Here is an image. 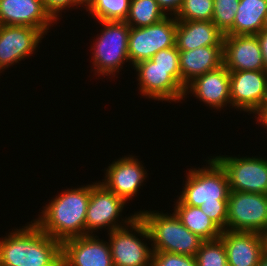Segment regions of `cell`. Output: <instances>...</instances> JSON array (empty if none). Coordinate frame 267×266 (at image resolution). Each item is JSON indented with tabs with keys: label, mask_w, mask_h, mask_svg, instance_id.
Returning <instances> with one entry per match:
<instances>
[{
	"label": "cell",
	"mask_w": 267,
	"mask_h": 266,
	"mask_svg": "<svg viewBox=\"0 0 267 266\" xmlns=\"http://www.w3.org/2000/svg\"><path fill=\"white\" fill-rule=\"evenodd\" d=\"M208 166L189 170L182 192L178 196L184 205L200 207L222 230L227 225V205L230 186L225 170L211 156Z\"/></svg>",
	"instance_id": "6da1fadb"
},
{
	"label": "cell",
	"mask_w": 267,
	"mask_h": 266,
	"mask_svg": "<svg viewBox=\"0 0 267 266\" xmlns=\"http://www.w3.org/2000/svg\"><path fill=\"white\" fill-rule=\"evenodd\" d=\"M91 195V184L65 189L41 210L34 223L61 243L85 235V219Z\"/></svg>",
	"instance_id": "7a4b0ae2"
},
{
	"label": "cell",
	"mask_w": 267,
	"mask_h": 266,
	"mask_svg": "<svg viewBox=\"0 0 267 266\" xmlns=\"http://www.w3.org/2000/svg\"><path fill=\"white\" fill-rule=\"evenodd\" d=\"M27 224L0 238V266H49L61 255L60 241Z\"/></svg>",
	"instance_id": "3957f363"
},
{
	"label": "cell",
	"mask_w": 267,
	"mask_h": 266,
	"mask_svg": "<svg viewBox=\"0 0 267 266\" xmlns=\"http://www.w3.org/2000/svg\"><path fill=\"white\" fill-rule=\"evenodd\" d=\"M144 221L151 238L153 252H167L195 257L204 241L186 228L173 212H137Z\"/></svg>",
	"instance_id": "277c9868"
},
{
	"label": "cell",
	"mask_w": 267,
	"mask_h": 266,
	"mask_svg": "<svg viewBox=\"0 0 267 266\" xmlns=\"http://www.w3.org/2000/svg\"><path fill=\"white\" fill-rule=\"evenodd\" d=\"M104 29L97 34L91 46L95 75L116 76L129 61L128 37L130 26L125 21H98ZM121 68V69H120Z\"/></svg>",
	"instance_id": "5b68a950"
},
{
	"label": "cell",
	"mask_w": 267,
	"mask_h": 266,
	"mask_svg": "<svg viewBox=\"0 0 267 266\" xmlns=\"http://www.w3.org/2000/svg\"><path fill=\"white\" fill-rule=\"evenodd\" d=\"M108 235L114 266H150L153 249L143 242V238H146L145 241H151V238L139 215L126 226L110 231Z\"/></svg>",
	"instance_id": "8992f818"
},
{
	"label": "cell",
	"mask_w": 267,
	"mask_h": 266,
	"mask_svg": "<svg viewBox=\"0 0 267 266\" xmlns=\"http://www.w3.org/2000/svg\"><path fill=\"white\" fill-rule=\"evenodd\" d=\"M133 68L137 72L138 89L145 98L175 103L184 100L180 68H162L151 59L139 62Z\"/></svg>",
	"instance_id": "52a82bcc"
},
{
	"label": "cell",
	"mask_w": 267,
	"mask_h": 266,
	"mask_svg": "<svg viewBox=\"0 0 267 266\" xmlns=\"http://www.w3.org/2000/svg\"><path fill=\"white\" fill-rule=\"evenodd\" d=\"M125 204L122 198L109 191L100 181L91 184V195L85 219V235H93L96 230L106 227L107 232H110L129 224L138 213L125 217L126 219L121 218L120 222L119 216Z\"/></svg>",
	"instance_id": "ba28073f"
},
{
	"label": "cell",
	"mask_w": 267,
	"mask_h": 266,
	"mask_svg": "<svg viewBox=\"0 0 267 266\" xmlns=\"http://www.w3.org/2000/svg\"><path fill=\"white\" fill-rule=\"evenodd\" d=\"M170 17V18H169ZM177 20L166 16L160 22L146 27H130L128 57L130 65L151 59L158 51L175 46Z\"/></svg>",
	"instance_id": "9c48e42d"
},
{
	"label": "cell",
	"mask_w": 267,
	"mask_h": 266,
	"mask_svg": "<svg viewBox=\"0 0 267 266\" xmlns=\"http://www.w3.org/2000/svg\"><path fill=\"white\" fill-rule=\"evenodd\" d=\"M265 227H267V195L230 191L226 230L261 233Z\"/></svg>",
	"instance_id": "30bf717a"
},
{
	"label": "cell",
	"mask_w": 267,
	"mask_h": 266,
	"mask_svg": "<svg viewBox=\"0 0 267 266\" xmlns=\"http://www.w3.org/2000/svg\"><path fill=\"white\" fill-rule=\"evenodd\" d=\"M213 158L225 170L230 191L267 195V159L227 155Z\"/></svg>",
	"instance_id": "8fae6325"
},
{
	"label": "cell",
	"mask_w": 267,
	"mask_h": 266,
	"mask_svg": "<svg viewBox=\"0 0 267 266\" xmlns=\"http://www.w3.org/2000/svg\"><path fill=\"white\" fill-rule=\"evenodd\" d=\"M230 100L232 108L259 116L267 103V71H230Z\"/></svg>",
	"instance_id": "7c38bea8"
},
{
	"label": "cell",
	"mask_w": 267,
	"mask_h": 266,
	"mask_svg": "<svg viewBox=\"0 0 267 266\" xmlns=\"http://www.w3.org/2000/svg\"><path fill=\"white\" fill-rule=\"evenodd\" d=\"M44 35L29 26L0 25V73L32 56Z\"/></svg>",
	"instance_id": "4fadbf2b"
},
{
	"label": "cell",
	"mask_w": 267,
	"mask_h": 266,
	"mask_svg": "<svg viewBox=\"0 0 267 266\" xmlns=\"http://www.w3.org/2000/svg\"><path fill=\"white\" fill-rule=\"evenodd\" d=\"M144 168L135 156H124L109 164L101 183L127 202L137 196L140 186H143L148 175Z\"/></svg>",
	"instance_id": "5bb4252c"
},
{
	"label": "cell",
	"mask_w": 267,
	"mask_h": 266,
	"mask_svg": "<svg viewBox=\"0 0 267 266\" xmlns=\"http://www.w3.org/2000/svg\"><path fill=\"white\" fill-rule=\"evenodd\" d=\"M67 266H114L107 241L97 235H84L61 243Z\"/></svg>",
	"instance_id": "9a60e30c"
},
{
	"label": "cell",
	"mask_w": 267,
	"mask_h": 266,
	"mask_svg": "<svg viewBox=\"0 0 267 266\" xmlns=\"http://www.w3.org/2000/svg\"><path fill=\"white\" fill-rule=\"evenodd\" d=\"M222 56L229 71L266 70L257 35L224 34Z\"/></svg>",
	"instance_id": "2e32d148"
},
{
	"label": "cell",
	"mask_w": 267,
	"mask_h": 266,
	"mask_svg": "<svg viewBox=\"0 0 267 266\" xmlns=\"http://www.w3.org/2000/svg\"><path fill=\"white\" fill-rule=\"evenodd\" d=\"M188 93H192L209 108L221 110L228 104L230 107V71L222 65L216 70L196 77L186 86L185 97Z\"/></svg>",
	"instance_id": "e0dca14e"
},
{
	"label": "cell",
	"mask_w": 267,
	"mask_h": 266,
	"mask_svg": "<svg viewBox=\"0 0 267 266\" xmlns=\"http://www.w3.org/2000/svg\"><path fill=\"white\" fill-rule=\"evenodd\" d=\"M54 23L42 0H0V25L29 26L46 35Z\"/></svg>",
	"instance_id": "ac0fdd59"
},
{
	"label": "cell",
	"mask_w": 267,
	"mask_h": 266,
	"mask_svg": "<svg viewBox=\"0 0 267 266\" xmlns=\"http://www.w3.org/2000/svg\"><path fill=\"white\" fill-rule=\"evenodd\" d=\"M228 266H258L263 255L260 233L244 231H222Z\"/></svg>",
	"instance_id": "d6986e66"
},
{
	"label": "cell",
	"mask_w": 267,
	"mask_h": 266,
	"mask_svg": "<svg viewBox=\"0 0 267 266\" xmlns=\"http://www.w3.org/2000/svg\"><path fill=\"white\" fill-rule=\"evenodd\" d=\"M223 46H203L192 50H179L181 86L196 77L218 69L223 65Z\"/></svg>",
	"instance_id": "ffe728a7"
},
{
	"label": "cell",
	"mask_w": 267,
	"mask_h": 266,
	"mask_svg": "<svg viewBox=\"0 0 267 266\" xmlns=\"http://www.w3.org/2000/svg\"><path fill=\"white\" fill-rule=\"evenodd\" d=\"M224 34L212 21H177L175 45L178 50L223 46Z\"/></svg>",
	"instance_id": "44dd1931"
},
{
	"label": "cell",
	"mask_w": 267,
	"mask_h": 266,
	"mask_svg": "<svg viewBox=\"0 0 267 266\" xmlns=\"http://www.w3.org/2000/svg\"><path fill=\"white\" fill-rule=\"evenodd\" d=\"M267 0H240L228 35H257L264 29Z\"/></svg>",
	"instance_id": "7402d4cb"
},
{
	"label": "cell",
	"mask_w": 267,
	"mask_h": 266,
	"mask_svg": "<svg viewBox=\"0 0 267 266\" xmlns=\"http://www.w3.org/2000/svg\"><path fill=\"white\" fill-rule=\"evenodd\" d=\"M174 213L181 223L204 241L220 238L222 230L201 210L200 207L184 205L176 200Z\"/></svg>",
	"instance_id": "603a6c76"
},
{
	"label": "cell",
	"mask_w": 267,
	"mask_h": 266,
	"mask_svg": "<svg viewBox=\"0 0 267 266\" xmlns=\"http://www.w3.org/2000/svg\"><path fill=\"white\" fill-rule=\"evenodd\" d=\"M167 15L156 0H131L125 22L130 27H146L160 22Z\"/></svg>",
	"instance_id": "cb8c5ba5"
},
{
	"label": "cell",
	"mask_w": 267,
	"mask_h": 266,
	"mask_svg": "<svg viewBox=\"0 0 267 266\" xmlns=\"http://www.w3.org/2000/svg\"><path fill=\"white\" fill-rule=\"evenodd\" d=\"M131 0H95L87 10L98 21H125Z\"/></svg>",
	"instance_id": "d4e9b609"
},
{
	"label": "cell",
	"mask_w": 267,
	"mask_h": 266,
	"mask_svg": "<svg viewBox=\"0 0 267 266\" xmlns=\"http://www.w3.org/2000/svg\"><path fill=\"white\" fill-rule=\"evenodd\" d=\"M197 266H228L227 253L223 241H203L195 255Z\"/></svg>",
	"instance_id": "484cf974"
},
{
	"label": "cell",
	"mask_w": 267,
	"mask_h": 266,
	"mask_svg": "<svg viewBox=\"0 0 267 266\" xmlns=\"http://www.w3.org/2000/svg\"><path fill=\"white\" fill-rule=\"evenodd\" d=\"M213 0H183L177 21H212Z\"/></svg>",
	"instance_id": "4316f807"
},
{
	"label": "cell",
	"mask_w": 267,
	"mask_h": 266,
	"mask_svg": "<svg viewBox=\"0 0 267 266\" xmlns=\"http://www.w3.org/2000/svg\"><path fill=\"white\" fill-rule=\"evenodd\" d=\"M240 0H213L212 22L225 34L234 23Z\"/></svg>",
	"instance_id": "83f0119b"
},
{
	"label": "cell",
	"mask_w": 267,
	"mask_h": 266,
	"mask_svg": "<svg viewBox=\"0 0 267 266\" xmlns=\"http://www.w3.org/2000/svg\"><path fill=\"white\" fill-rule=\"evenodd\" d=\"M150 266H197V262L189 255L153 252Z\"/></svg>",
	"instance_id": "f1b7e54d"
},
{
	"label": "cell",
	"mask_w": 267,
	"mask_h": 266,
	"mask_svg": "<svg viewBox=\"0 0 267 266\" xmlns=\"http://www.w3.org/2000/svg\"><path fill=\"white\" fill-rule=\"evenodd\" d=\"M151 60L162 68H180L179 50L176 45L158 51Z\"/></svg>",
	"instance_id": "f546056e"
},
{
	"label": "cell",
	"mask_w": 267,
	"mask_h": 266,
	"mask_svg": "<svg viewBox=\"0 0 267 266\" xmlns=\"http://www.w3.org/2000/svg\"><path fill=\"white\" fill-rule=\"evenodd\" d=\"M44 8L57 21L66 8L77 7L76 0H42Z\"/></svg>",
	"instance_id": "4dcf8cb0"
},
{
	"label": "cell",
	"mask_w": 267,
	"mask_h": 266,
	"mask_svg": "<svg viewBox=\"0 0 267 266\" xmlns=\"http://www.w3.org/2000/svg\"><path fill=\"white\" fill-rule=\"evenodd\" d=\"M158 2L159 7L163 10V12L168 16H175L181 5L183 0H156ZM170 12V13H168Z\"/></svg>",
	"instance_id": "1f68e13d"
},
{
	"label": "cell",
	"mask_w": 267,
	"mask_h": 266,
	"mask_svg": "<svg viewBox=\"0 0 267 266\" xmlns=\"http://www.w3.org/2000/svg\"><path fill=\"white\" fill-rule=\"evenodd\" d=\"M257 39L260 44V48L263 55V60L265 64V69L267 71V31L262 30L260 33L257 34Z\"/></svg>",
	"instance_id": "d6a6232c"
},
{
	"label": "cell",
	"mask_w": 267,
	"mask_h": 266,
	"mask_svg": "<svg viewBox=\"0 0 267 266\" xmlns=\"http://www.w3.org/2000/svg\"><path fill=\"white\" fill-rule=\"evenodd\" d=\"M255 119L257 120V123L261 125L263 124L265 128L267 127V103L264 111L258 117L255 116Z\"/></svg>",
	"instance_id": "836d02e7"
},
{
	"label": "cell",
	"mask_w": 267,
	"mask_h": 266,
	"mask_svg": "<svg viewBox=\"0 0 267 266\" xmlns=\"http://www.w3.org/2000/svg\"><path fill=\"white\" fill-rule=\"evenodd\" d=\"M95 0H76L77 6L80 7L84 5L86 11L91 7Z\"/></svg>",
	"instance_id": "e575fe53"
},
{
	"label": "cell",
	"mask_w": 267,
	"mask_h": 266,
	"mask_svg": "<svg viewBox=\"0 0 267 266\" xmlns=\"http://www.w3.org/2000/svg\"><path fill=\"white\" fill-rule=\"evenodd\" d=\"M260 234L263 242V253L267 254V227Z\"/></svg>",
	"instance_id": "d590c367"
},
{
	"label": "cell",
	"mask_w": 267,
	"mask_h": 266,
	"mask_svg": "<svg viewBox=\"0 0 267 266\" xmlns=\"http://www.w3.org/2000/svg\"><path fill=\"white\" fill-rule=\"evenodd\" d=\"M49 266H67L65 258L61 254L52 264Z\"/></svg>",
	"instance_id": "8d00e7d4"
},
{
	"label": "cell",
	"mask_w": 267,
	"mask_h": 266,
	"mask_svg": "<svg viewBox=\"0 0 267 266\" xmlns=\"http://www.w3.org/2000/svg\"><path fill=\"white\" fill-rule=\"evenodd\" d=\"M258 266H267V254L263 253Z\"/></svg>",
	"instance_id": "74e56055"
},
{
	"label": "cell",
	"mask_w": 267,
	"mask_h": 266,
	"mask_svg": "<svg viewBox=\"0 0 267 266\" xmlns=\"http://www.w3.org/2000/svg\"><path fill=\"white\" fill-rule=\"evenodd\" d=\"M263 30L267 31V17H266V20H265V24H264V29Z\"/></svg>",
	"instance_id": "f35d334b"
}]
</instances>
